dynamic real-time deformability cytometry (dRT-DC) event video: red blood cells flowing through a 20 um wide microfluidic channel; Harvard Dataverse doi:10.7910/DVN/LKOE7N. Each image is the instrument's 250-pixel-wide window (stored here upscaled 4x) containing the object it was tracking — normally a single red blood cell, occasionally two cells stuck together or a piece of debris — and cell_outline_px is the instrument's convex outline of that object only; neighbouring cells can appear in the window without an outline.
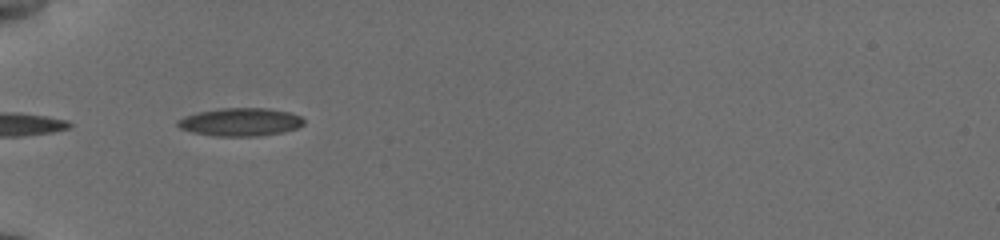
{"species": "common noctule bat (a hibernating species)", "species_latin": "Nyctalus noctula", "temperature_condition": "cold", "stored_images_in_passage": 4, "camera_frame_rate_fps": 3000, "um_per_image_px": 0.085, "animal": {"sex": "female", "body_mass_g": 19.5, "forearm_length_mm": 54.1}, "frame": {"image": 1, "passage_image": 1, "time_ms": 0.0, "image_size_px": [1000, 240], "cell_outline_px": [[304, 124], [296, 128], [280, 132], [256, 136], [216, 136], [192, 132], [180, 128], [176, 124], [176, 120], [184, 116], [196, 112], [220, 108], [268, 108], [288, 112], [300, 116], [304, 120]], "centroid_in_image_um": [20.38, 10.36], "position_along_channel_um": 64.6, "area_um2": 20.58}}